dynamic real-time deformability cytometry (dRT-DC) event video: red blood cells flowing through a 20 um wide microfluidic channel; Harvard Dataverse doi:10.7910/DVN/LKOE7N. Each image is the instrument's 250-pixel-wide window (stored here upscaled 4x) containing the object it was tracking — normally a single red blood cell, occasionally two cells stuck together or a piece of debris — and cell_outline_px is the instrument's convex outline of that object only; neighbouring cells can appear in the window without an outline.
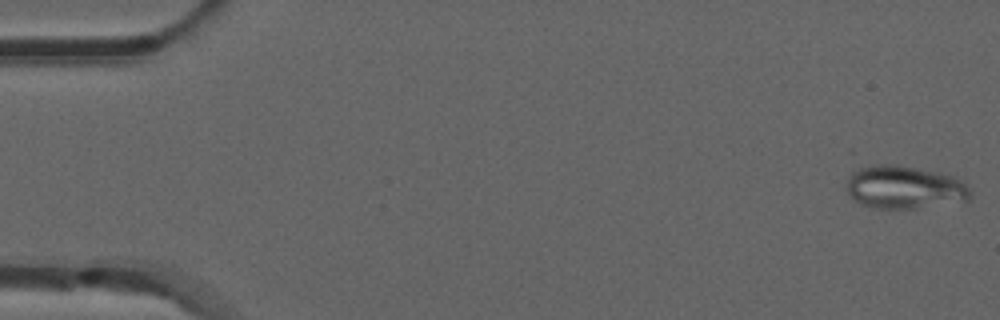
{"species": "common noctule bat (a hibernating species)", "species_latin": "Nyctalus noctula", "temperature_condition": "room temperature", "stored_images_in_passage": 52, "camera_frame_rate_fps": 3000, "um_per_image_px": 0.085, "animal": {"sex": "male", "forearm_length_mm": 52.5}, "frame": {"image": 1, "passage_image": 1, "time_ms": 0.0, "image_size_px": [1000, 320], "cell_outline_px": [[972, 196], [968, 200], [916, 208], [876, 208], [860, 204], [848, 192], [848, 176], [852, 172], [860, 168], [872, 164], [896, 164], [940, 172], [952, 176], [960, 180], [972, 192]], "centroid_in_image_um": [76.88, 15.9], "position_along_channel_um": 8.1, "area_um2": 30.87}}
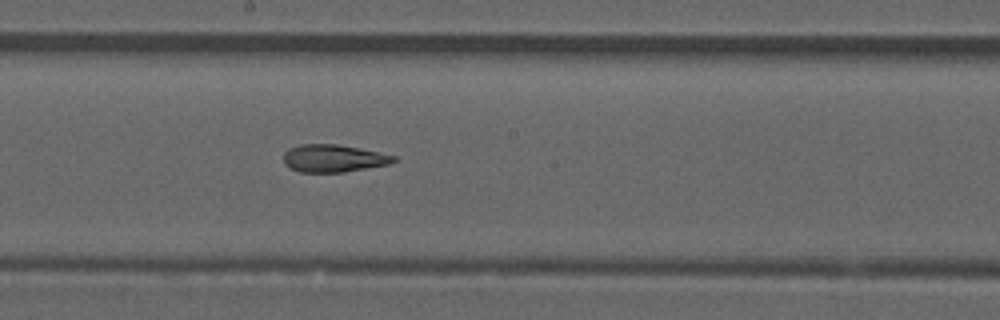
{"frame": {"image": 2, "passage_image": 28, "time_ms": 9.0, "image_size_px": [1000, 320], "cell_outline_px": [[396, 160], [388, 164], [344, 172], [300, 172], [284, 164], [284, 152], [288, 148], [300, 144], [336, 144], [360, 148], [396, 156]], "centroid_in_image_um": [28.32, 13.45], "position_along_channel_um": 219.9, "area_um2": 17.57}}
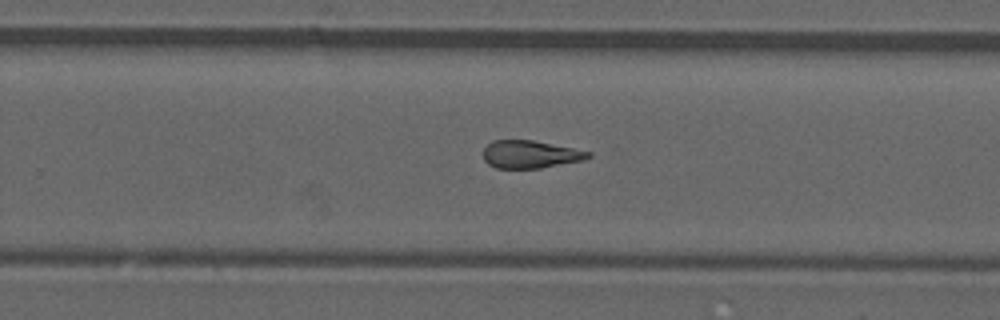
{"frame": {"image": 3, "passage_image": 33, "time_ms": 10.667, "image_size_px": [1000, 320], "cell_outline_px": [[592, 156], [584, 160], [540, 168], [496, 168], [488, 164], [484, 160], [484, 148], [492, 140], [532, 140], [592, 152]], "centroid_in_image_um": [45.07, 13.12], "position_along_channel_um": 284.7, "area_um2": 16.88}, "authors_computed_cell_mechanics": {"area_um2": 18.4671, "velocity_mm_per_s": 3.925, "shape_relaxation_time_tau1_ms": null, "shape_relaxation_time_tau2_ms": 4.3105, "deformation_change_tau1": null, "deformation_change_tau2": 0.1328}}